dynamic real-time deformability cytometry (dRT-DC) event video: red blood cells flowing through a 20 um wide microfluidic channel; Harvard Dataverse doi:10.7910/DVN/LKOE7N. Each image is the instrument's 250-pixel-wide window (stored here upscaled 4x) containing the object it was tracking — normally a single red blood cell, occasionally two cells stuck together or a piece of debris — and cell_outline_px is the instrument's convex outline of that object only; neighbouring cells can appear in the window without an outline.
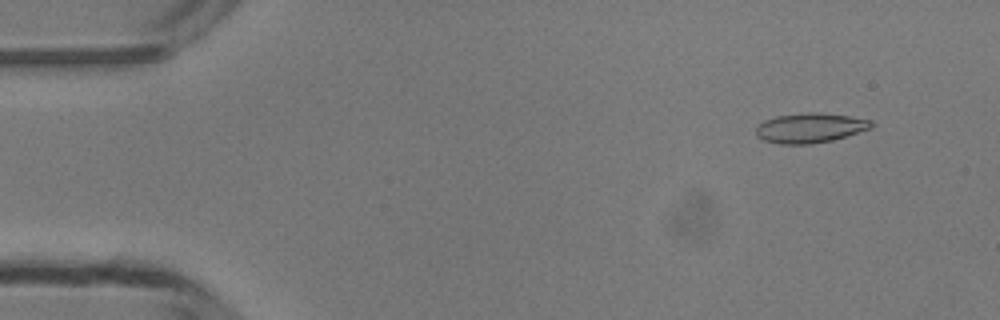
{"species": "common noctule bat (a hibernating species)", "species_latin": "Nyctalus noctula", "temperature_condition": "room temperature", "stored_images_in_passage": 49, "camera_frame_rate_fps": 3000, "um_per_image_px": 0.085, "animal": {"sex": "male", "body_mass_g": 13.3}, "frame": {"image": 1, "passage_image": 5, "time_ms": 1.333, "image_size_px": [1000, 320], "cell_outline_px": [[872, 128], [832, 140], [812, 144], [780, 144], [764, 140], [756, 136], [756, 128], [764, 120], [776, 116], [808, 112], [816, 112], [848, 116], [872, 120]], "centroid_in_image_um": [68.84, 10.87], "position_along_channel_um": 16.2, "area_um2": 19.88}}
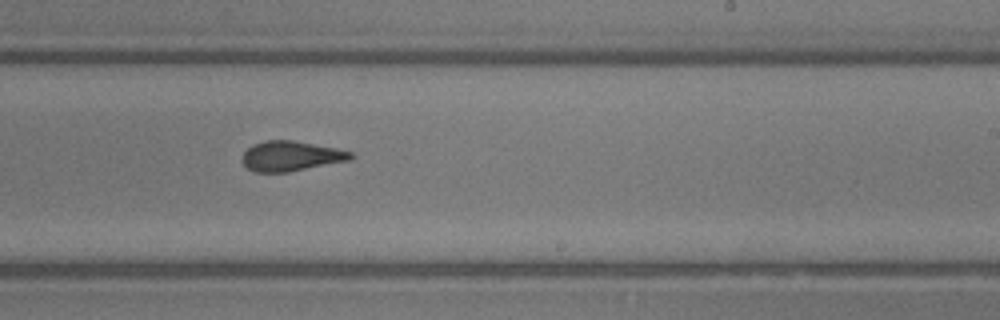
{"frame": {"image": 2, "passage_image": 30, "time_ms": 9.667, "image_size_px": [1000, 320], "cell_outline_px": [[356, 156], [352, 160], [288, 172], [256, 172], [248, 168], [240, 160], [244, 152], [252, 144], [264, 140], [292, 140], [336, 148], [352, 152]], "centroid_in_image_um": [24.74, 13.26], "position_along_channel_um": 264.3, "area_um2": 19.13}}
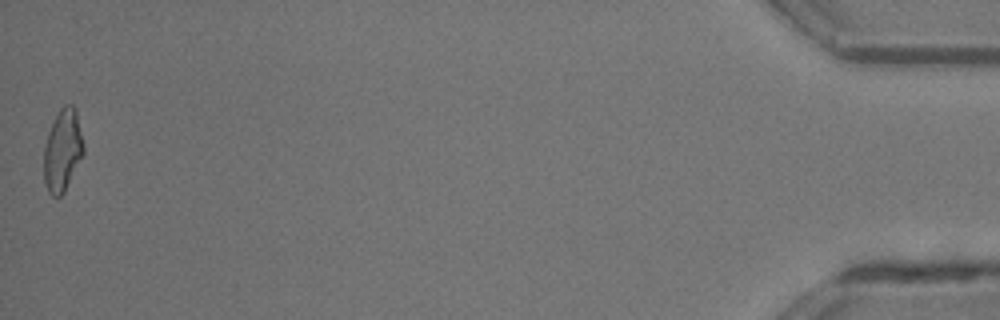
{"frame": {"image": 3, "passage_image": 49, "time_ms": 16.0, "image_size_px": [1000, 320], "cell_outline_px": [[84, 152], [64, 192], [60, 196], [52, 196], [48, 192], [44, 180], [44, 144], [48, 132], [60, 108], [64, 104], [72, 104], [76, 108], [84, 144]], "centroid_in_image_um": [5.32, 12.75], "position_along_channel_um": 429.9, "area_um2": 18.96}, "authors_computed_cell_mechanics": {"area_um2": 19.2474, "velocity_mm_per_s": 4.2248, "shape_relaxation_time_tau1_ms": null, "shape_relaxation_time_tau2_ms": 1.7139, "deformation_change_tau1": null, "deformation_change_tau2": 0.0851}}